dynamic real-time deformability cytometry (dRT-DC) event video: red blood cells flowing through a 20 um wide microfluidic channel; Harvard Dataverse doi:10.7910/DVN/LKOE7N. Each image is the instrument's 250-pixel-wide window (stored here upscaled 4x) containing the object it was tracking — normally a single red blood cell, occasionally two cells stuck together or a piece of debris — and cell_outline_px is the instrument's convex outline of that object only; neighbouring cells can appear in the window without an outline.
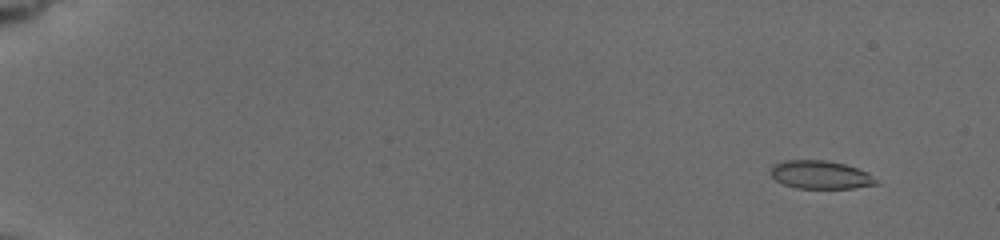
{"species": "common noctule bat (a hibernating species)", "species_latin": "Nyctalus noctula", "temperature_condition": "cold", "stored_images_in_passage": 11, "camera_frame_rate_fps": 3000, "um_per_image_px": 0.085, "animal": {"sex": "female", "body_mass_g": 19.5, "forearm_length_mm": 54.1}, "frame": {"image": 1, "passage_image": 1, "time_ms": 0.0, "image_size_px": [1000, 240], "cell_outline_px": [[880, 184], [852, 188], [796, 188], [784, 184], [776, 180], [768, 172], [776, 164], [784, 160], [824, 160], [844, 164], [868, 172]], "centroid_in_image_um": [69.74, 14.86], "position_along_channel_um": 15.3, "area_um2": 17.22}}
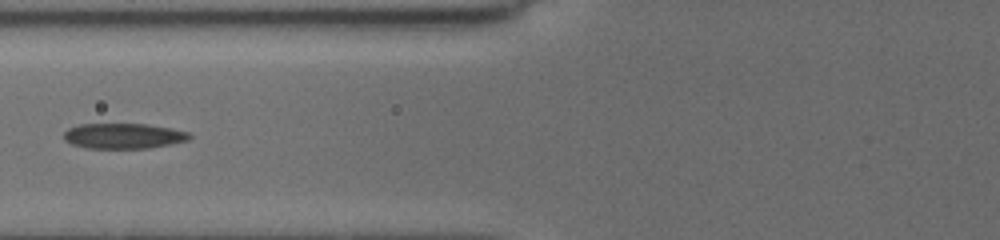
{"frame": {"image": 2, "passage_image": 8, "time_ms": 7.0, "image_size_px": [1000, 240], "cell_outline_px": [[192, 136], [188, 140], [172, 144], [148, 148], [84, 148], [72, 144], [64, 140], [64, 132], [68, 128], [80, 124], [148, 124], [172, 128], [188, 132]], "centroid_in_image_um": [10.5, 11.55], "position_along_channel_um": 115.3, "area_um2": 18.67}}
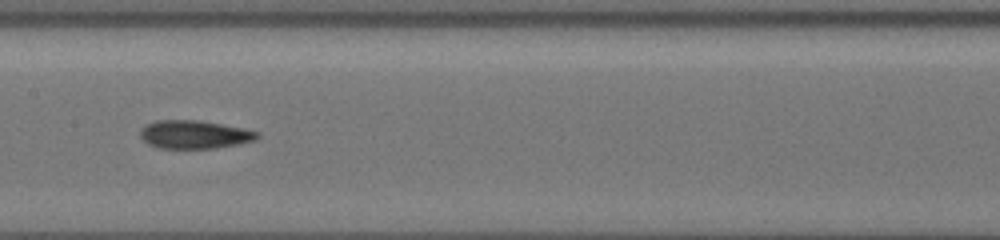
{"frame": {"image": 3, "passage_image": 10, "time_ms": 9.0, "image_size_px": [1000, 240], "cell_outline_px": [[260, 136], [256, 140], [236, 144], [212, 148], [160, 148], [148, 144], [140, 136], [140, 128], [156, 120], [196, 120], [220, 124], [260, 132]], "centroid_in_image_um": [16.5, 11.43], "position_along_channel_um": 190.9, "area_um2": 19.02}}